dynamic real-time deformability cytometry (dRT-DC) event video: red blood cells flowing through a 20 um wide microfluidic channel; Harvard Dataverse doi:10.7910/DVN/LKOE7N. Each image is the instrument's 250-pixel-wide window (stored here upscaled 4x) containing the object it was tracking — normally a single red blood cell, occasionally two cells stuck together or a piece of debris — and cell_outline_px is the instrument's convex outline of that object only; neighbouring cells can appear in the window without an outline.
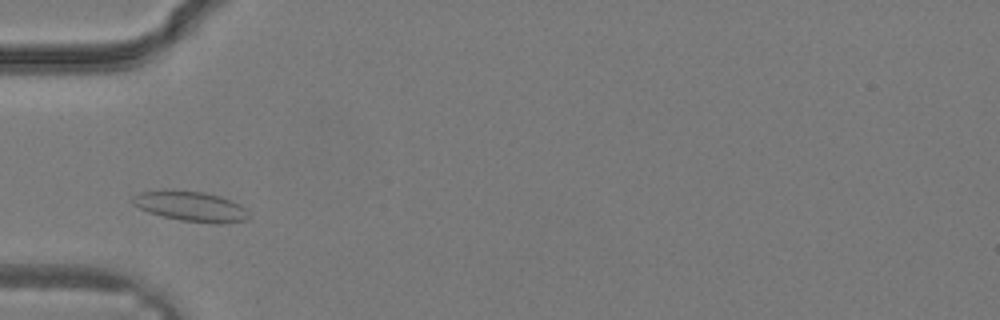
{"species": "common noctule bat (a hibernating species)", "species_latin": "Nyctalus noctula", "temperature_condition": "warm", "stored_images_in_passage": 23, "camera_frame_rate_fps": 3000, "um_per_image_px": 0.085, "animal": {"sex": "male", "body_mass_g": 19.2, "forearm_length_mm": 51.8}, "frame": {"image": 1, "passage_image": 1, "time_ms": 0.0, "image_size_px": [1000, 320], "cell_outline_px": [[248, 216], [244, 220], [180, 220], [148, 212], [132, 204], [132, 196], [140, 192], [172, 188], [200, 192], [220, 196], [240, 204], [244, 208]], "centroid_in_image_um": [16.05, 17.45], "position_along_channel_um": 68.9, "area_um2": 19.42}}
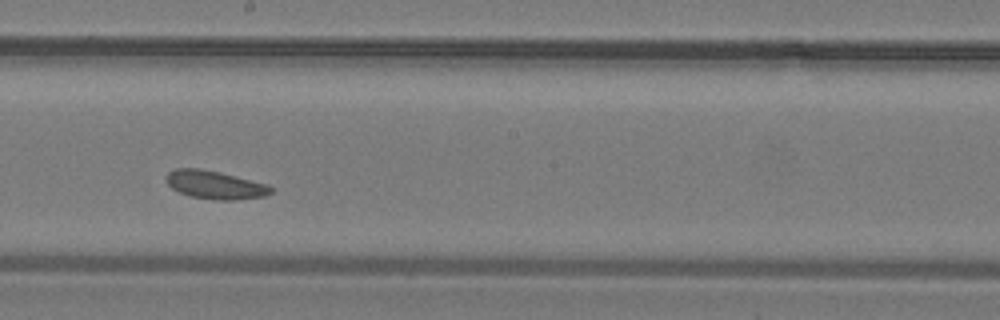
{"frame": {"image": 2, "passage_image": 9, "time_ms": 2.667, "image_size_px": [1000, 320], "cell_outline_px": [[272, 192], [264, 196], [232, 200], [216, 200], [192, 196], [180, 192], [172, 188], [168, 184], [168, 172], [176, 168], [200, 168], [220, 172], [268, 184], [272, 188]], "centroid_in_image_um": [18.3, 15.7], "position_along_channel_um": 229.9, "area_um2": 16.99}}
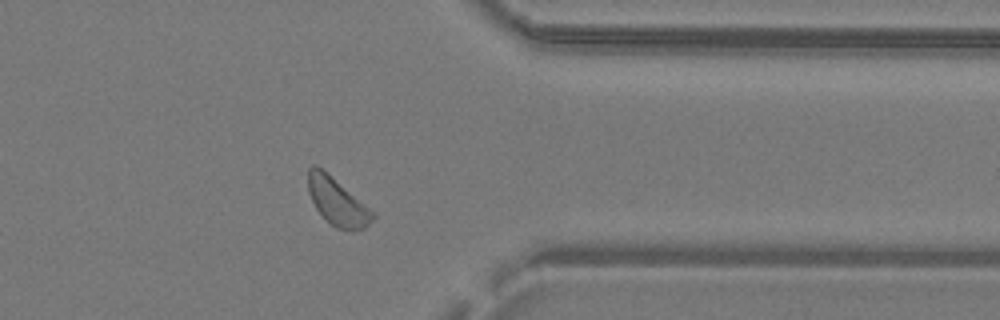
{"frame": {"image": 3, "passage_image": 17, "time_ms": 5.333, "image_size_px": [1000, 320], "cell_outline_px": [[376, 216], [364, 228], [352, 232], [336, 228], [316, 208], [308, 192], [308, 168], [312, 164], [316, 164], [364, 204]], "centroid_in_image_um": [28.64, 17.15], "position_along_channel_um": 382.8, "area_um2": 17.28}}